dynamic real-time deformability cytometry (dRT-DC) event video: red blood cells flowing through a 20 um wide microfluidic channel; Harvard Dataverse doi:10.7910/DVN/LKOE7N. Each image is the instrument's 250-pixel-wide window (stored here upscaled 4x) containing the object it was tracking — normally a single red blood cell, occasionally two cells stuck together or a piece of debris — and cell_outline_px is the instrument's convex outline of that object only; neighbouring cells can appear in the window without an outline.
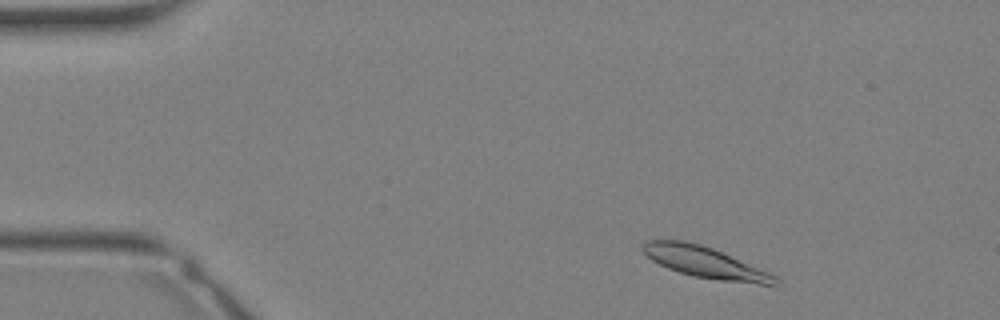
{"species": "Egyptian fruit bat (a non-hibernating species)", "species_latin": "Rousettus aegyptiacus", "temperature_condition": "warm", "stored_images_in_passage": 14, "camera_frame_rate_fps": 3000, "um_per_image_px": 0.085, "animal": {"sex": "female"}, "frame": {"image": 1, "passage_image": 2, "time_ms": 0.333, "image_size_px": [1000, 320], "cell_outline_px": [[780, 284], [776, 288], [692, 276], [668, 268], [652, 260], [640, 248], [648, 240], [684, 240], [700, 244], [712, 248], [768, 272], [776, 276], [780, 280]], "centroid_in_image_um": [60.04, 22.34], "position_along_channel_um": 25.0, "area_um2": 24.22}}
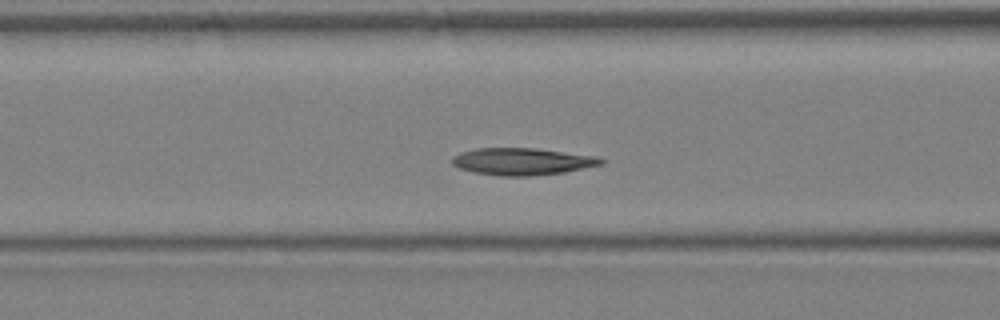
{"frame": {"image": 2, "passage_image": 11, "time_ms": 3.333, "image_size_px": [1000, 320], "cell_outline_px": [[608, 160], [604, 164], [564, 172], [528, 176], [496, 176], [476, 172], [460, 168], [452, 164], [452, 156], [460, 152], [476, 148], [536, 148], [600, 156]], "centroid_in_image_um": [44.45, 13.72], "position_along_channel_um": 122.1, "area_um2": 23.76}}
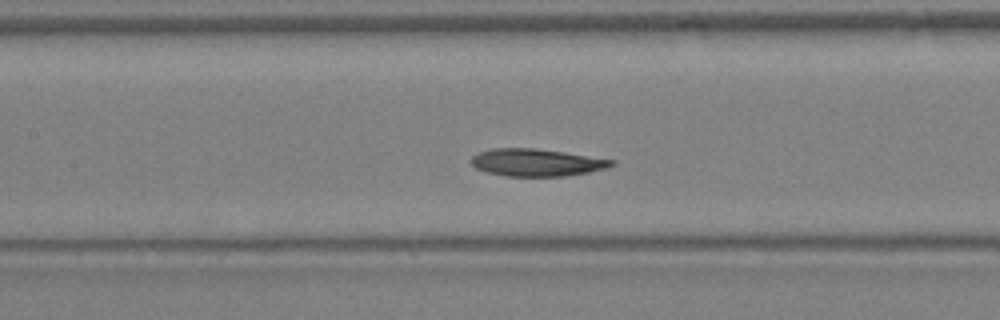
{"frame": {"image": 3, "passage_image": 13, "time_ms": 4.0, "image_size_px": [1000, 320], "cell_outline_px": [[616, 164], [608, 168], [588, 172], [564, 176], [504, 176], [484, 172], [476, 168], [468, 160], [472, 156], [480, 152], [492, 148], [536, 148], [564, 152], [616, 160]], "centroid_in_image_um": [45.59, 13.81], "position_along_channel_um": 161.8, "area_um2": 22.6}}